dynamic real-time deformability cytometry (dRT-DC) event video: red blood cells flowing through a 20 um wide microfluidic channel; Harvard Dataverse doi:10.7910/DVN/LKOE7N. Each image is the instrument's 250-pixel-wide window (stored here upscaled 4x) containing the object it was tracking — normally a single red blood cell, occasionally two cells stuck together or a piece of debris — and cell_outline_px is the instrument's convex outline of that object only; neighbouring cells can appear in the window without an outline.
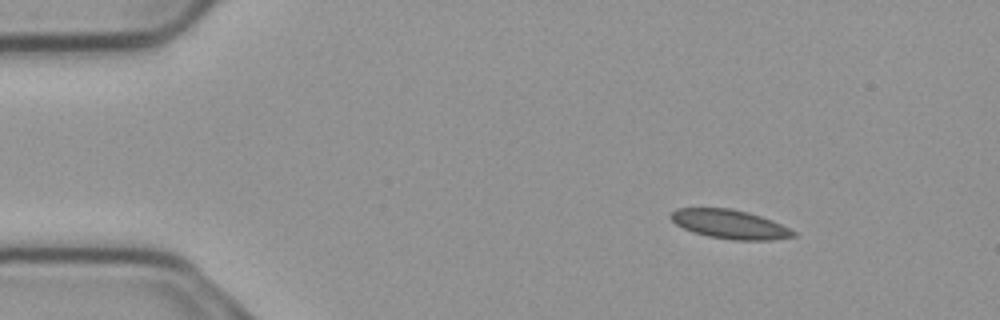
{"species": "common noctule bat (a hibernating species)", "species_latin": "Nyctalus noctula", "temperature_condition": "cold", "stored_images_in_passage": 49, "camera_frame_rate_fps": 3000, "um_per_image_px": 0.085, "animal": {"sex": "male", "body_mass_g": 23.1, "forearm_length_mm": 52.7}, "frame": {"image": 1, "passage_image": 1, "time_ms": 0.0, "image_size_px": [1000, 320], "cell_outline_px": [[796, 236], [772, 240], [732, 240], [708, 236], [692, 232], [676, 224], [668, 216], [676, 208], [728, 208], [748, 212], [772, 220], [796, 232]], "centroid_in_image_um": [62.01, 19.06], "position_along_channel_um": 23.0, "area_um2": 20.63}}
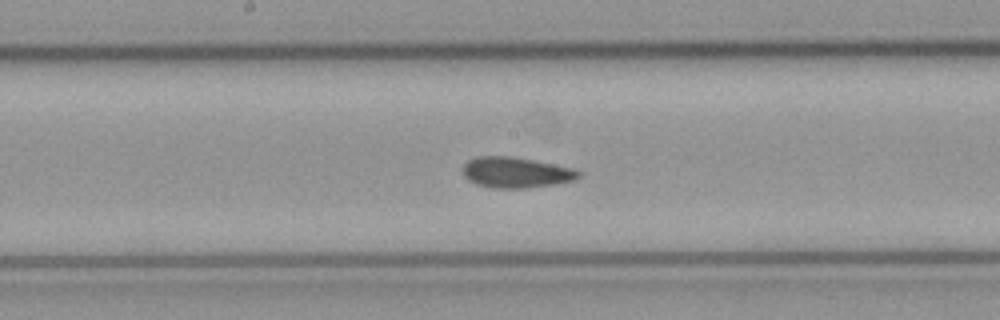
{"frame": {"image": 2, "passage_image": 22, "time_ms": 7.0, "image_size_px": [1000, 320], "cell_outline_px": [[580, 176], [576, 180], [556, 184], [528, 188], [496, 188], [476, 184], [468, 180], [464, 176], [464, 164], [468, 160], [476, 156], [508, 156], [532, 160], [572, 168], [580, 172]], "centroid_in_image_um": [43.85, 14.67], "position_along_channel_um": 204.4, "area_um2": 20.58}}
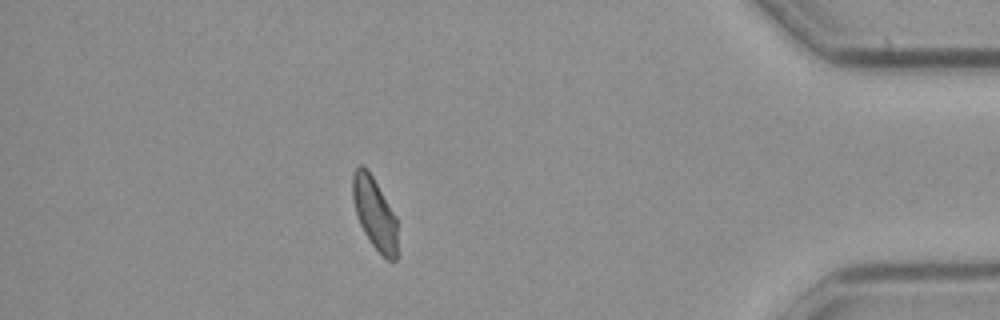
{"frame": {"image": 3, "passage_image": 42, "time_ms": 13.667, "image_size_px": [1000, 320], "cell_outline_px": [[396, 260], [388, 260], [372, 244], [364, 232], [360, 224], [356, 212], [352, 196], [352, 172], [360, 164], [368, 168], [396, 216]], "centroid_in_image_um": [31.82, 18.06], "position_along_channel_um": 403.4, "area_um2": 18.55}, "authors_computed_cell_mechanics": {"area_um2": 20.1722, "velocity_mm_per_s": 3.6982, "shape_relaxation_time_tau1_ms": null, "shape_relaxation_time_tau2_ms": 3.3998, "deformation_change_tau1": null, "deformation_change_tau2": 0.0475}}